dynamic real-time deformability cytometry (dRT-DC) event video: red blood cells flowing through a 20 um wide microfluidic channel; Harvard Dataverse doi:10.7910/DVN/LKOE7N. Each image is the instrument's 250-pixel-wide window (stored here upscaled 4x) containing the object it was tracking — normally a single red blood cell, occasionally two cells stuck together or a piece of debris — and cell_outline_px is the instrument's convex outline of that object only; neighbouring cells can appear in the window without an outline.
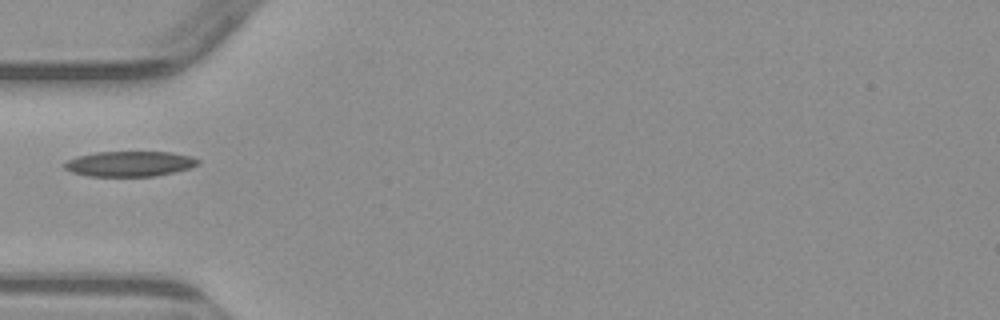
{"species": "common noctule bat (a hibernating species)", "species_latin": "Nyctalus noctula", "temperature_condition": "warm", "stored_images_in_passage": 1, "camera_frame_rate_fps": 3000, "um_per_image_px": 0.085, "animal": {"sex": "male", "body_mass_g": 23.1, "forearm_length_mm": 52.7}, "frame": {"image": 1, "passage_image": 1, "time_ms": 0.0, "image_size_px": [1000, 320], "cell_outline_px": [[200, 164], [188, 168], [156, 176], [88, 176], [72, 172], [64, 168], [64, 164], [68, 160], [76, 156], [96, 152], [172, 152], [192, 156], [200, 160]], "centroid_in_image_um": [11.03, 13.91], "position_along_channel_um": 74.0, "area_um2": 19.65}}